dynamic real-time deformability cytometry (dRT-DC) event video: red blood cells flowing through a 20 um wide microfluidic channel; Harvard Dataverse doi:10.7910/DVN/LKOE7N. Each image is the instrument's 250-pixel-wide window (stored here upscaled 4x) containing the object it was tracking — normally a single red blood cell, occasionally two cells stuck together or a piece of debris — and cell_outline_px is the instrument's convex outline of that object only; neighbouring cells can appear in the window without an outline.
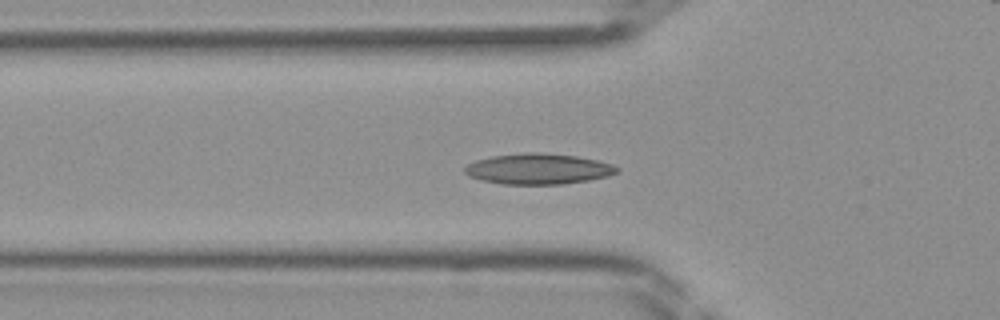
{"species": "Egyptian fruit bat (a non-hibernating species)", "species_latin": "Rousettus aegyptiacus", "temperature_condition": "room temperature", "stored_images_in_passage": 44, "camera_frame_rate_fps": 3000, "um_per_image_px": 0.085, "frame": {"image": 1, "passage_image": 14, "time_ms": 4.333, "image_size_px": [1000, 320], "cell_outline_px": [[620, 172], [608, 176], [588, 180], [560, 184], [504, 184], [480, 180], [464, 172], [464, 168], [468, 164], [476, 160], [492, 156], [524, 152], [540, 152], [576, 156], [600, 160], [612, 164], [620, 168]], "centroid_in_image_um": [45.79, 14.35], "position_along_channel_um": 80.0, "area_um2": 27.28}}
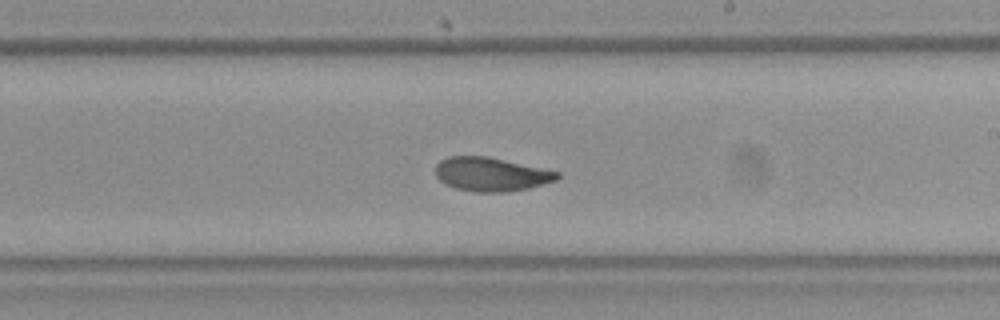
{"frame": {"image": 2, "passage_image": 25, "time_ms": 8.0, "image_size_px": [1000, 320], "cell_outline_px": [[560, 176], [556, 180], [528, 188], [504, 192], [476, 192], [456, 188], [444, 184], [436, 176], [436, 164], [440, 160], [448, 156], [488, 156], [560, 172]], "centroid_in_image_um": [41.72, 14.8], "position_along_channel_um": 247.3, "area_um2": 23.93}}
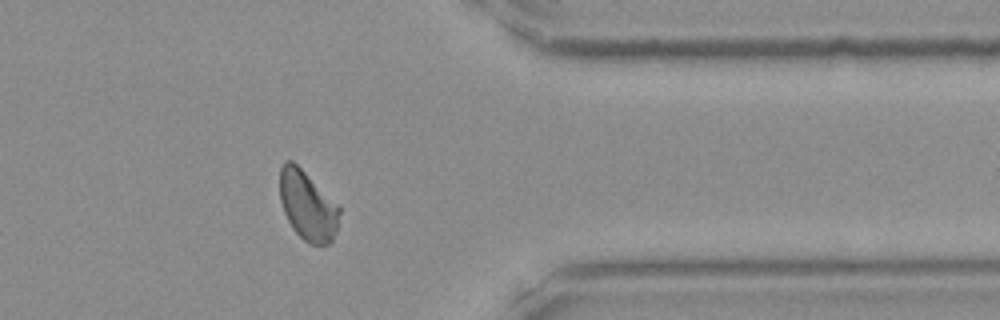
{"frame": {"image": 3, "passage_image": 35, "time_ms": 11.333, "image_size_px": [1000, 320], "cell_outline_px": [[340, 212], [336, 228], [332, 240], [328, 244], [308, 244], [292, 228], [284, 212], [280, 200], [280, 168], [284, 160], [292, 160], [340, 208]], "centroid_in_image_um": [26.11, 17.49], "position_along_channel_um": 385.3, "area_um2": 23.52}}